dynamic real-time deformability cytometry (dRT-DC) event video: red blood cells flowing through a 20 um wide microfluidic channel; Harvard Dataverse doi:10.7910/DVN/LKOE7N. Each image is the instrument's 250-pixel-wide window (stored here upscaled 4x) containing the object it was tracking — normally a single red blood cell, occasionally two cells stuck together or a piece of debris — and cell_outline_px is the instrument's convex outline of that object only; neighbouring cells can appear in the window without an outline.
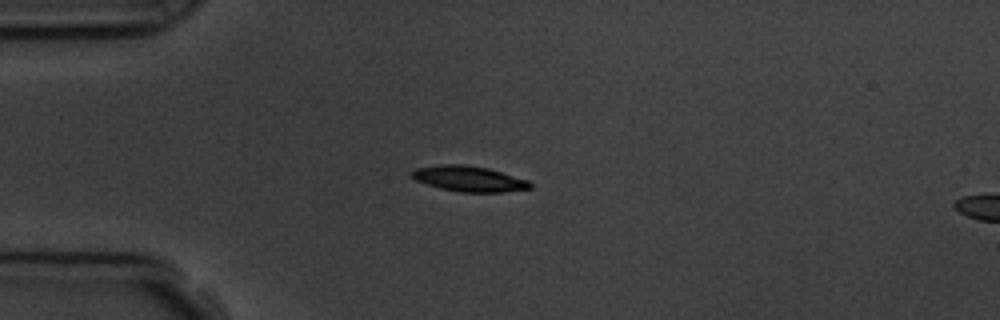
{"species": "common noctule bat (a hibernating species)", "species_latin": "Nyctalus noctula", "temperature_condition": "room temperature", "stored_images_in_passage": 2, "segment_of_instrument_passage": [1, 2], "camera_frame_rate_fps": 3000, "um_per_image_px": 0.085, "animal": {"sex": "male", "body_mass_g": 19.5, "forearm_length_mm": 54.6}, "frame": {"image": 1, "passage_image": 1, "time_ms": 0.0, "image_size_px": [1000, 320], "cell_outline_px": [[532, 188], [500, 192], [460, 192], [440, 188], [416, 180], [408, 172], [416, 168], [440, 164], [464, 164], [488, 168], [528, 180], [532, 184]], "centroid_in_image_um": [39.84, 15.18], "position_along_channel_um": 45.2, "area_um2": 17.57}}